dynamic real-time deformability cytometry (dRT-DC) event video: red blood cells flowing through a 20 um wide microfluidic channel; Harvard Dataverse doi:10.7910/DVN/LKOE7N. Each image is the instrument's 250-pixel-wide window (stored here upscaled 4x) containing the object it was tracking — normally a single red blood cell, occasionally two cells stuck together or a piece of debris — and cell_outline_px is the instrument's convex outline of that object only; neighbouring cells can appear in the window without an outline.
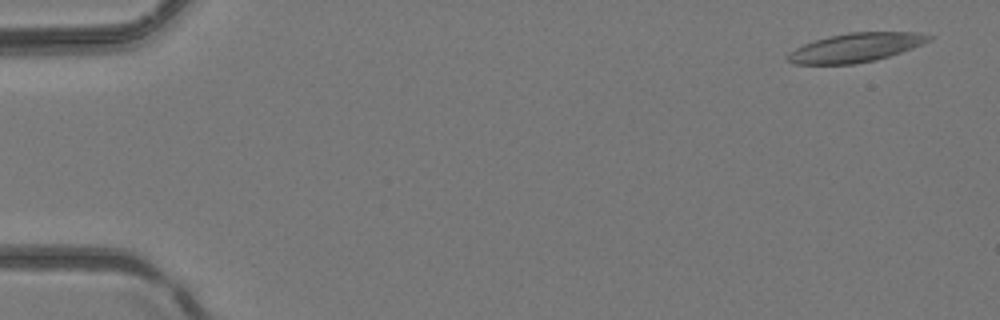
{"species": "common noctule bat (a hibernating species)", "species_latin": "Nyctalus noctula", "temperature_condition": "room temperature", "stored_images_in_passage": 4, "camera_frame_rate_fps": 3000, "um_per_image_px": 0.085, "animal": {"sex": "female", "body_mass_g": 24.6, "forearm_length_mm": 56.2}, "frame": {"image": 1, "passage_image": 1, "time_ms": 0.0, "image_size_px": [1000, 320], "cell_outline_px": [[936, 36], [932, 40], [912, 48], [876, 60], [852, 64], [792, 64], [788, 60], [788, 56], [796, 48], [804, 44], [816, 40], [848, 32], [916, 32]], "centroid_in_image_um": [72.8, 4.04], "position_along_channel_um": 12.2, "area_um2": 23.52}}
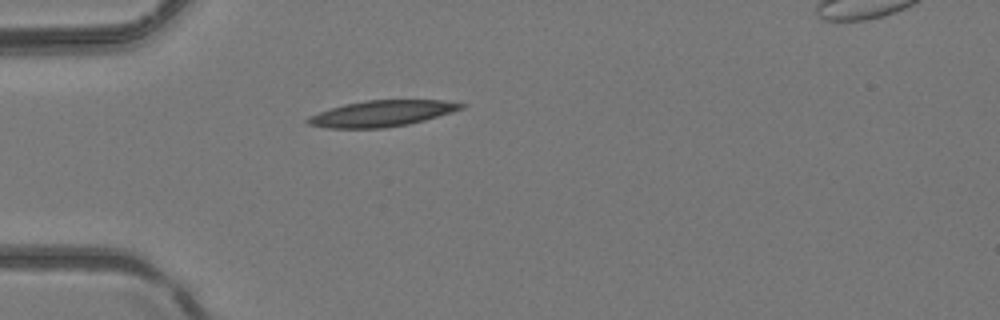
{"frame": {"image": 2, "passage_image": 4, "time_ms": 1.0, "image_size_px": [1000, 320], "cell_outline_px": [[468, 104], [464, 108], [452, 112], [424, 120], [408, 124], [384, 128], [328, 128], [308, 124], [304, 120], [308, 116], [344, 104], [364, 100], [444, 100]], "centroid_in_image_um": [32.47, 9.64], "position_along_channel_um": 52.5, "area_um2": 23.29}}